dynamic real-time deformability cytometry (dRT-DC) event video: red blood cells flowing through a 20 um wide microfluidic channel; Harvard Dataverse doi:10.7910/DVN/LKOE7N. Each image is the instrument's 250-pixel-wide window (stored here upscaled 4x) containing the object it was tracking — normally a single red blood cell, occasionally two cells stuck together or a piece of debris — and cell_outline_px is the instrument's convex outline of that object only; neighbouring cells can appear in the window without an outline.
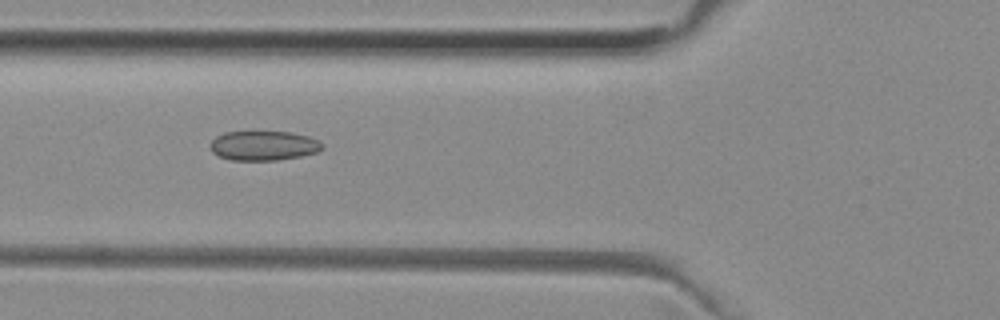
{"species": "common noctule bat (a hibernating species)", "species_latin": "Nyctalus noctula", "temperature_condition": "room temperature", "stored_images_in_passage": 28, "camera_frame_rate_fps": 3000, "um_per_image_px": 0.085, "animal": {"sex": "female", "body_mass_g": 29.2, "forearm_length_mm": 56.3}, "frame": {"image": 1, "passage_image": 3, "time_ms": 0.667, "image_size_px": [1000, 320], "cell_outline_px": [[324, 148], [316, 152], [300, 156], [276, 160], [228, 160], [212, 152], [212, 140], [216, 136], [224, 132], [288, 132], [308, 136], [320, 140], [324, 144]], "centroid_in_image_um": [22.43, 12.38], "position_along_channel_um": 103.4, "area_um2": 19.19}}
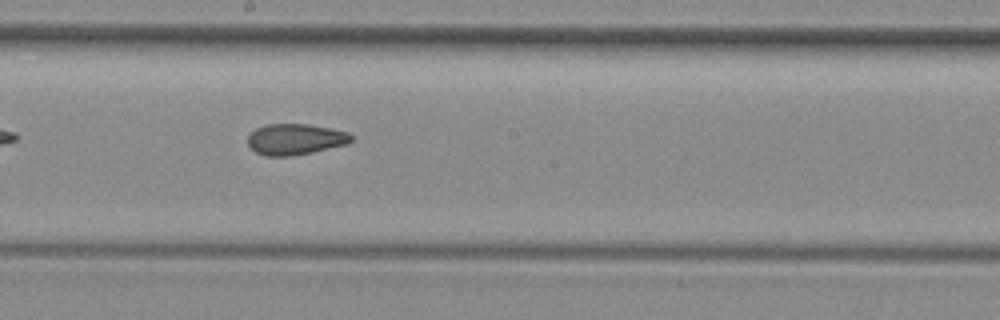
{"frame": {"image": 2, "passage_image": 12, "time_ms": 3.667, "image_size_px": [1000, 320], "cell_outline_px": [[352, 140], [348, 144], [312, 152], [292, 156], [264, 156], [256, 152], [248, 144], [248, 136], [256, 128], [268, 124], [308, 124], [332, 128], [348, 132], [352, 136]], "centroid_in_image_um": [25.11, 11.84], "position_along_channel_um": 223.1, "area_um2": 18.73}}
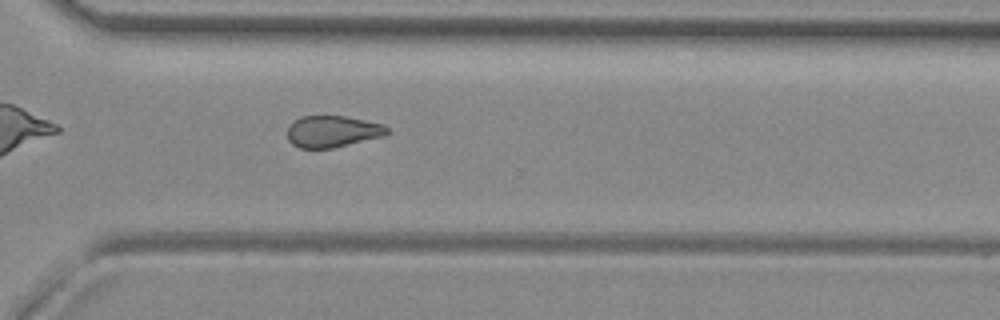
{"frame": {"image": 3, "passage_image": 21, "time_ms": 6.667, "image_size_px": [1000, 320], "cell_outline_px": [[388, 132], [384, 136], [332, 148], [300, 148], [292, 144], [288, 140], [288, 128], [300, 116], [344, 116], [384, 124], [388, 128]], "centroid_in_image_um": [28.27, 11.17], "position_along_channel_um": 342.3, "area_um2": 18.21}}